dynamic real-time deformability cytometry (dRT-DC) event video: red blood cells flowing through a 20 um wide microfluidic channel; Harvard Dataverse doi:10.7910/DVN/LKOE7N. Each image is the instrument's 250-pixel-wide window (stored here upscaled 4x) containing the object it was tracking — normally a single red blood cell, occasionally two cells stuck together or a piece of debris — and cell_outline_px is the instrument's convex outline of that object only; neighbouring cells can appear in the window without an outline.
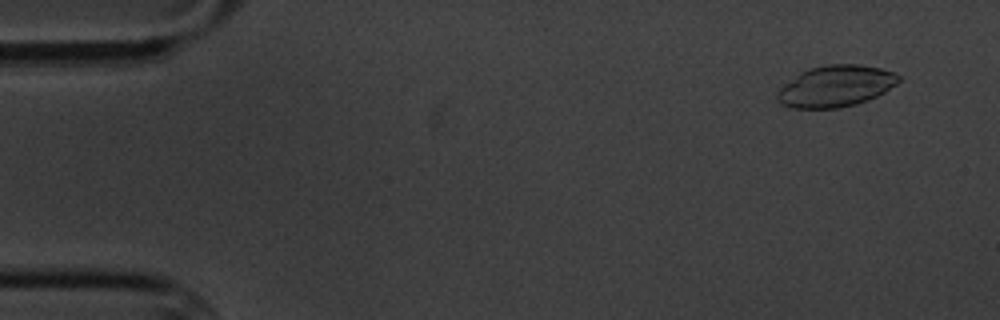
{"species": "common noctule bat (a hibernating species)", "species_latin": "Nyctalus noctula", "temperature_condition": "cold", "stored_images_in_passage": 4, "camera_frame_rate_fps": 3000, "um_per_image_px": 0.085, "animal": {"sex": "male", "body_mass_g": 20.1, "forearm_length_mm": 53.5}, "frame": {"image": 1, "passage_image": 1, "time_ms": 0.0, "image_size_px": [1000, 320], "cell_outline_px": [[900, 80], [896, 84], [884, 92], [868, 100], [856, 104], [840, 108], [792, 108], [780, 104], [776, 100], [776, 92], [784, 84], [800, 72], [812, 68], [828, 64], [860, 64], [880, 68], [892, 72], [900, 76]], "centroid_in_image_um": [71.01, 7.33], "position_along_channel_um": 14.0, "area_um2": 29.3}}